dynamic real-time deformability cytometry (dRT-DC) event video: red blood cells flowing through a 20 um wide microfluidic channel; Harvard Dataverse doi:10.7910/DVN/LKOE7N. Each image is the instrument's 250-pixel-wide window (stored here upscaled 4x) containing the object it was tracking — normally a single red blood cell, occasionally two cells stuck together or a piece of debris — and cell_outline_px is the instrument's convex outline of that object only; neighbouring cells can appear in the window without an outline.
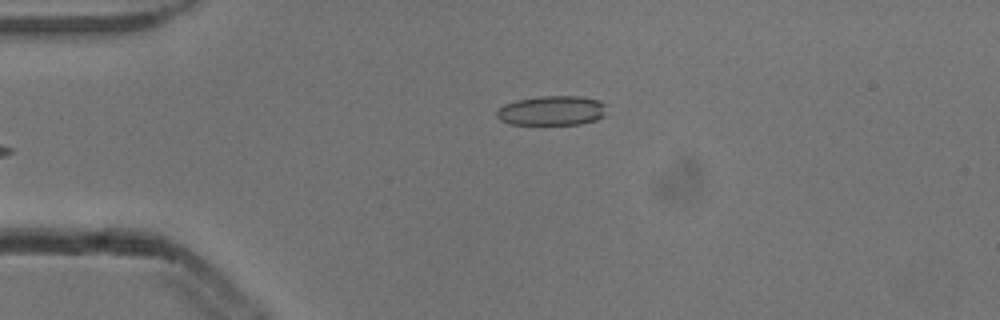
{"species": "common noctule bat (a hibernating species)", "species_latin": "Nyctalus noctula", "temperature_condition": "cold", "stored_images_in_passage": 6, "camera_frame_rate_fps": 3000, "um_per_image_px": 0.085, "animal": {"sex": "male", "body_mass_g": 13.3}, "frame": {"image": 1, "passage_image": 6, "time_ms": 1.667, "image_size_px": [1000, 320], "cell_outline_px": [[604, 116], [596, 120], [580, 124], [508, 124], [500, 120], [496, 116], [496, 112], [504, 104], [516, 100], [540, 96], [580, 96], [600, 100], [604, 104]], "centroid_in_image_um": [46.89, 9.4], "position_along_channel_um": 38.1, "area_um2": 18.96}}